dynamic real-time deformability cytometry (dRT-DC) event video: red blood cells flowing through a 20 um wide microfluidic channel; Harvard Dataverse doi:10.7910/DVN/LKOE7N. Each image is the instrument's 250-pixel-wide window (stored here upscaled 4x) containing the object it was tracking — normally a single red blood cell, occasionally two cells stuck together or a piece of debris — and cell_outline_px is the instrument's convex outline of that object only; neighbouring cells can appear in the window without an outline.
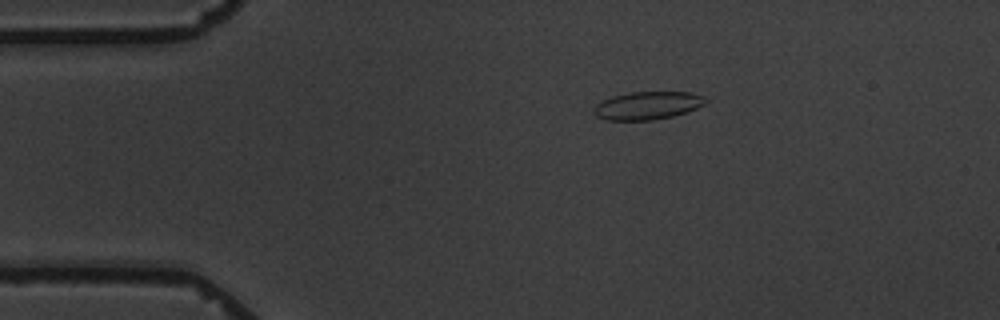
{"species": "common noctule bat (a hibernating species)", "species_latin": "Nyctalus noctula", "temperature_condition": "warm", "stored_images_in_passage": 6, "camera_frame_rate_fps": 3000, "um_per_image_px": 0.085, "animal": {"sex": "male", "body_mass_g": 19.5, "forearm_length_mm": 54.6}, "frame": {"image": 1, "passage_image": 6, "time_ms": 8.667, "image_size_px": [1000, 320], "cell_outline_px": [[708, 100], [704, 104], [688, 112], [672, 116], [652, 120], [604, 120], [596, 116], [592, 112], [596, 104], [612, 96], [632, 92], [692, 92], [704, 96]], "centroid_in_image_um": [55.05, 8.97], "position_along_channel_um": 30.0, "area_um2": 18.26}}